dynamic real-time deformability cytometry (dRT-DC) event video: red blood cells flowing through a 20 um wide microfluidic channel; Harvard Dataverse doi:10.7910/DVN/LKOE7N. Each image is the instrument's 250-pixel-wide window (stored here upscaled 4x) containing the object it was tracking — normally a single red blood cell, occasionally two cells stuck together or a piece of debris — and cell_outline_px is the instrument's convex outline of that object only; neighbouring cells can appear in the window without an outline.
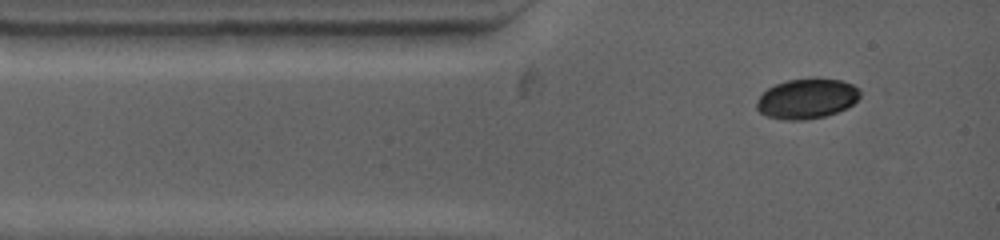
{"species": "common noctule bat (a hibernating species)", "species_latin": "Nyctalus noctula", "temperature_condition": "warm", "stored_images_in_passage": 3, "camera_frame_rate_fps": 4500, "um_per_image_px": 0.085, "animal": {"sex": "female", "body_mass_g": 19.0, "forearm_length_mm": 53.3}, "frame": {"image": 1, "passage_image": 1, "time_ms": 0.0, "image_size_px": [1000, 240], "cell_outline_px": [[860, 96], [852, 104], [836, 112], [824, 116], [804, 120], [784, 120], [768, 116], [760, 112], [756, 108], [756, 104], [760, 96], [768, 88], [776, 84], [788, 80], [840, 80], [852, 84], [860, 92]], "centroid_in_image_um": [68.55, 8.41], "position_along_channel_um": 16.4, "area_um2": 23.41}}